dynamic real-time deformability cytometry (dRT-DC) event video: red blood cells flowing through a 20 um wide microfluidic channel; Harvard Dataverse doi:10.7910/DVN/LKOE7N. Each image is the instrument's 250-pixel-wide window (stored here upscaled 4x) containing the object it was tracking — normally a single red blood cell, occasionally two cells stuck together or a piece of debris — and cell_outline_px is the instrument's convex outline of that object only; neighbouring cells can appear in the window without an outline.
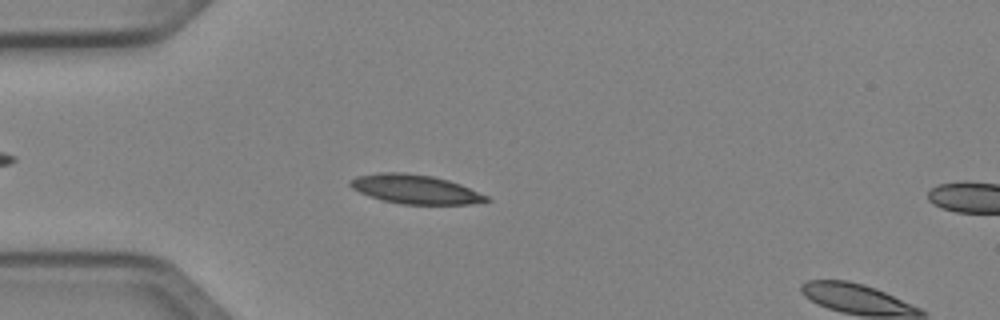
{"species": "Egyptian fruit bat (a non-hibernating species)", "species_latin": "Rousettus aegyptiacus", "temperature_condition": "cold", "stored_images_in_passage": 16, "camera_frame_rate_fps": 3000, "um_per_image_px": 0.085, "animal": {"sex": "female"}, "frame": {"image": 1, "passage_image": 14, "time_ms": 4.333, "image_size_px": [1000, 320], "cell_outline_px": [[492, 200], [472, 204], [400, 204], [384, 200], [360, 192], [352, 188], [348, 184], [348, 180], [356, 176], [380, 172], [404, 172], [432, 176], [448, 180], [460, 184], [488, 196]], "centroid_in_image_um": [35.29, 16.08], "position_along_channel_um": 49.7, "area_um2": 23.0}}